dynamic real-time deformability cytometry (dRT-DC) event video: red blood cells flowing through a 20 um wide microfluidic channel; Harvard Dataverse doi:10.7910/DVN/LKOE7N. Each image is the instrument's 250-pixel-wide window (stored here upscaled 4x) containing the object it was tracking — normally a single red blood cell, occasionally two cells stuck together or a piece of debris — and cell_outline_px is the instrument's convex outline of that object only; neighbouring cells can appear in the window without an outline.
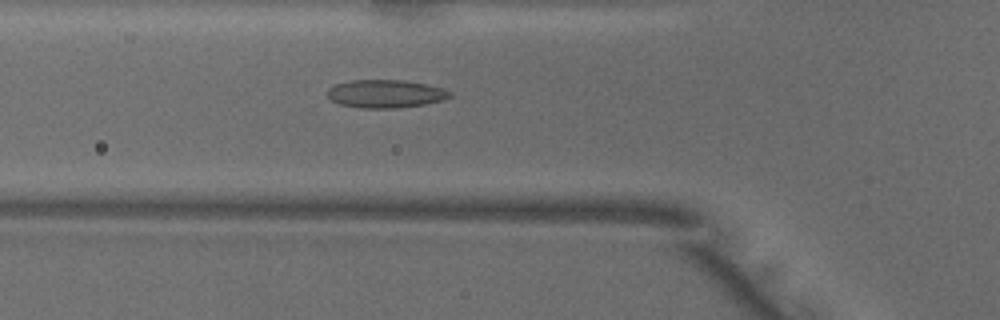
{"species": "common noctule bat (a hibernating species)", "species_latin": "Nyctalus noctula", "temperature_condition": "warm", "stored_images_in_passage": 47, "camera_frame_rate_fps": 3000, "um_per_image_px": 0.085, "animal": {"sex": "male", "body_mass_g": 18.8}, "frame": {"image": 1, "passage_image": 15, "time_ms": 4.667, "image_size_px": [1000, 320], "cell_outline_px": [[452, 96], [444, 100], [424, 104], [396, 108], [360, 108], [340, 104], [332, 100], [328, 96], [328, 88], [336, 84], [352, 80], [404, 80], [428, 84], [444, 88], [452, 92]], "centroid_in_image_um": [32.82, 7.96], "position_along_channel_um": 93.0, "area_um2": 20.11}}
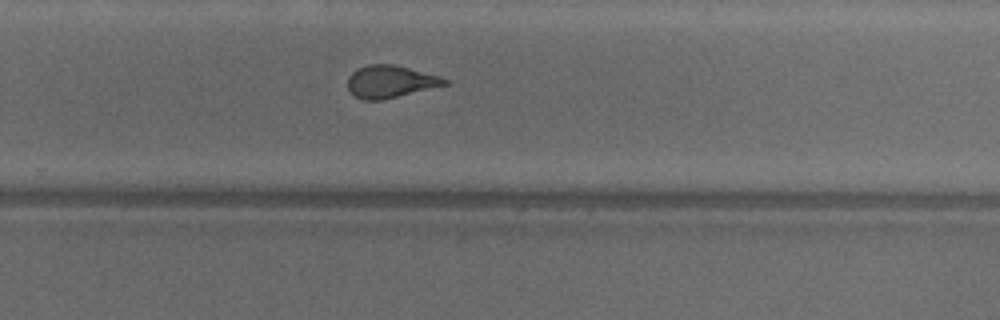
{"frame": {"image": 2, "passage_image": 30, "time_ms": 9.667, "image_size_px": [1000, 320], "cell_outline_px": [[448, 84], [384, 100], [364, 100], [356, 96], [348, 88], [348, 76], [356, 68], [368, 64], [392, 64], [408, 68], [436, 76], [448, 80]], "centroid_in_image_um": [33.13, 6.94], "position_along_channel_um": 296.7, "area_um2": 18.03}}
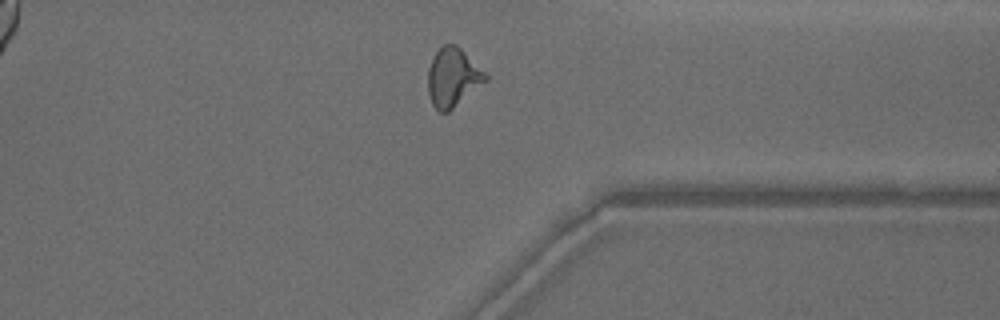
{"frame": {"image": 3, "passage_image": 36, "time_ms": 11.667, "image_size_px": [1000, 320], "cell_outline_px": [[488, 80], [448, 112], [440, 112], [432, 104], [428, 92], [428, 68], [432, 56], [444, 44], [456, 44], [488, 76]], "centroid_in_image_um": [38.47, 6.58], "position_along_channel_um": 372.9, "area_um2": 19.48}, "authors_computed_cell_mechanics": {"area_um2": 19.3052, "velocity_mm_per_s": 4.0587, "shape_relaxation_time_tau1_ms": 6.8386, "shape_relaxation_time_tau2_ms": 1.2123, "deformation_change_tau1": 0.2179, "deformation_change_tau2": 0.0905}}